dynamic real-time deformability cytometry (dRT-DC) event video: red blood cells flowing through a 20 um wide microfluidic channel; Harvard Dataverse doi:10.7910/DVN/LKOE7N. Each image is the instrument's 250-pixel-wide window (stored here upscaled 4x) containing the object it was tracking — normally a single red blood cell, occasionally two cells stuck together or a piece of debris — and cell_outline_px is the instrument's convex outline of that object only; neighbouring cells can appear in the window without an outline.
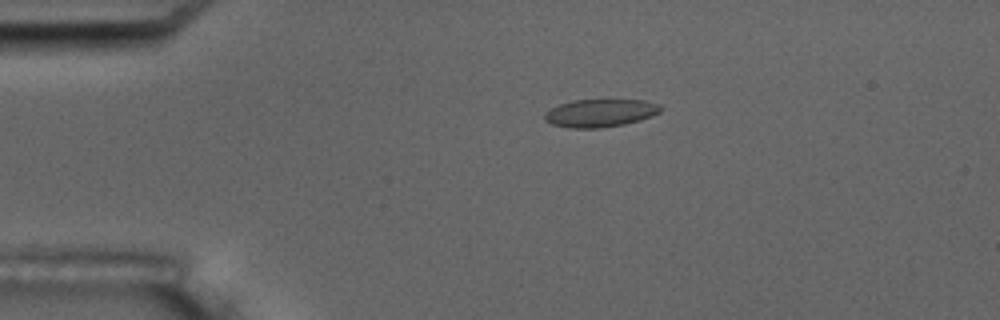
{"species": "common noctule bat (a hibernating species)", "species_latin": "Nyctalus noctula", "temperature_condition": "room temperature", "stored_images_in_passage": 10, "camera_frame_rate_fps": 3000, "um_per_image_px": 0.085, "animal": {"sex": "male", "body_mass_g": 17.5, "forearm_length_mm": 52.3}, "frame": {"image": 1, "passage_image": 4, "time_ms": 3.333, "image_size_px": [1000, 320], "cell_outline_px": [[660, 112], [652, 116], [640, 120], [624, 124], [600, 128], [572, 128], [552, 124], [544, 120], [544, 112], [560, 104], [576, 100], [644, 100], [660, 104]], "centroid_in_image_um": [51.02, 9.61], "position_along_channel_um": 34.0, "area_um2": 18.73}}
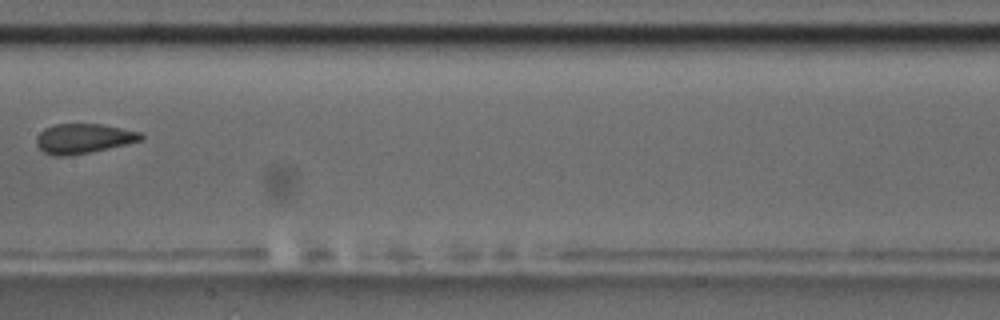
{"frame": {"image": 2, "passage_image": 9, "time_ms": 9.333, "image_size_px": [1000, 320], "cell_outline_px": [[144, 136], [140, 140], [108, 148], [68, 156], [52, 156], [44, 152], [36, 144], [36, 136], [44, 128], [56, 124], [100, 124], [144, 132]], "centroid_in_image_um": [7.07, 11.77], "position_along_channel_um": 200.3, "area_um2": 18.03}}